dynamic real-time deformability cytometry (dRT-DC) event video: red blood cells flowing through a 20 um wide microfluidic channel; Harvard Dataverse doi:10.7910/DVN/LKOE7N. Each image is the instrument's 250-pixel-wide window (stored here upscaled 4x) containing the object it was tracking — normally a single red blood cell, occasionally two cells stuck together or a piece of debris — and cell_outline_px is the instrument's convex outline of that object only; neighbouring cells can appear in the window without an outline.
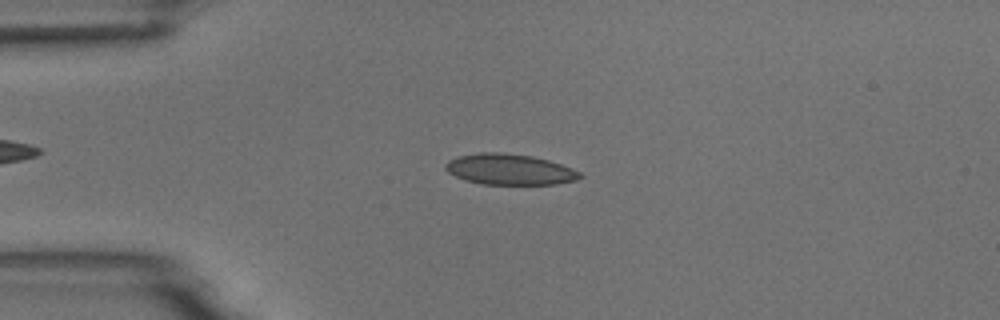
{"species": "common noctule bat (a hibernating species)", "species_latin": "Nyctalus noctula", "temperature_condition": "room temperature", "stored_images_in_passage": 5, "camera_frame_rate_fps": 3000, "um_per_image_px": 0.085, "animal": {"sex": "male", "body_mass_g": 18.8}, "frame": {"image": 1, "passage_image": 3, "time_ms": 2.333, "image_size_px": [1000, 320], "cell_outline_px": [[584, 176], [576, 180], [556, 184], [484, 184], [464, 180], [448, 172], [444, 168], [444, 164], [448, 160], [460, 156], [480, 152], [500, 152], [532, 156], [548, 160], [572, 168], [580, 172]], "centroid_in_image_um": [43.31, 14.4], "position_along_channel_um": 41.7, "area_um2": 24.1}}